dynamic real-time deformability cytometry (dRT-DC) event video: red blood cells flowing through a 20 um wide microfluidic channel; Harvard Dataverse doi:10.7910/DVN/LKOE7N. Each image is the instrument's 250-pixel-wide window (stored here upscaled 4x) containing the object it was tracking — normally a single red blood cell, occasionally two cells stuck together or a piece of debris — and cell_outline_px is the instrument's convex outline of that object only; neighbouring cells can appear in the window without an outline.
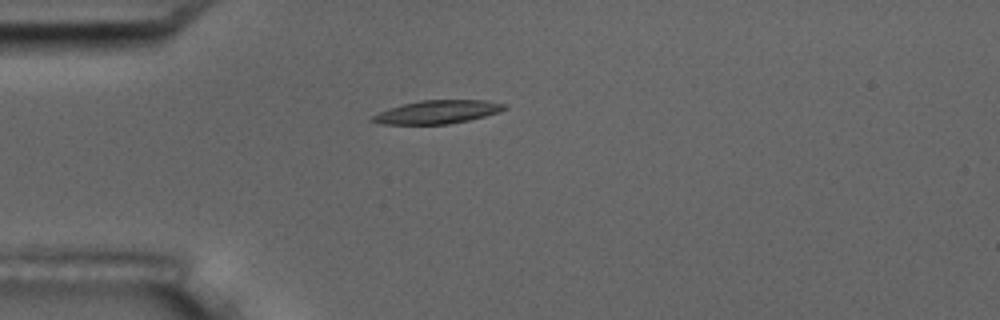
{"species": "common noctule bat (a hibernating species)", "species_latin": "Nyctalus noctula", "temperature_condition": "room temperature", "stored_images_in_passage": 11, "camera_frame_rate_fps": 3000, "um_per_image_px": 0.085, "animal": {"sex": "male", "body_mass_g": 17.5, "forearm_length_mm": 52.3}, "frame": {"image": 1, "passage_image": 4, "time_ms": 4.333, "image_size_px": [1000, 320], "cell_outline_px": [[508, 108], [500, 112], [468, 120], [448, 124], [380, 124], [368, 120], [372, 116], [388, 108], [420, 100], [484, 100], [508, 104]], "centroid_in_image_um": [37.2, 9.51], "position_along_channel_um": 47.8, "area_um2": 17.98}}
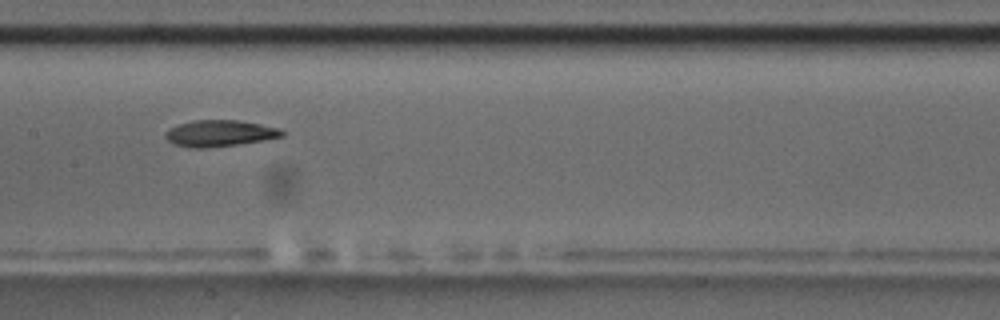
{"frame": {"image": 2, "passage_image": 8, "time_ms": 8.667, "image_size_px": [1000, 320], "cell_outline_px": [[284, 136], [264, 140], [236, 144], [204, 148], [188, 148], [172, 144], [164, 136], [164, 132], [168, 128], [192, 120], [236, 120], [260, 124], [280, 128], [284, 132]], "centroid_in_image_um": [18.63, 11.33], "position_along_channel_um": 188.8, "area_um2": 17.98}}